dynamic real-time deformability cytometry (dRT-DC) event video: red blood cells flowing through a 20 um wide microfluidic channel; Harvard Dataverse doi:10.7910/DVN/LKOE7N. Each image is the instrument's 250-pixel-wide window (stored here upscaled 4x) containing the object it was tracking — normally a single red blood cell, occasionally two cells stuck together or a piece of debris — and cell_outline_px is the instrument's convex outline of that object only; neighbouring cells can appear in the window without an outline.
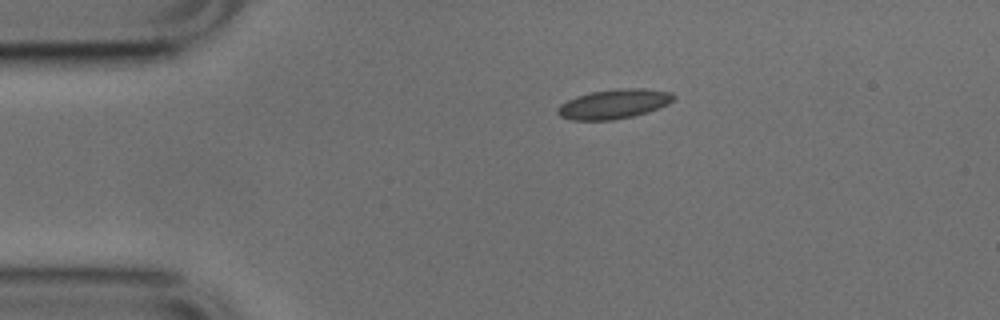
{"species": "common noctule bat (a hibernating species)", "species_latin": "Nyctalus noctula", "temperature_condition": "cold", "stored_images_in_passage": 43, "camera_frame_rate_fps": 3000, "um_per_image_px": 0.085, "animal": {"sex": "male", "body_mass_g": 17.9, "forearm_length_mm": 54.2}, "frame": {"image": 1, "passage_image": 1, "time_ms": 0.0, "image_size_px": [1000, 320], "cell_outline_px": [[676, 96], [668, 104], [632, 116], [612, 120], [572, 120], [560, 116], [556, 112], [556, 108], [560, 104], [576, 96], [592, 92], [616, 88], [644, 88], [672, 92]], "centroid_in_image_um": [52.15, 8.83], "position_along_channel_um": 32.9, "area_um2": 19.83}}
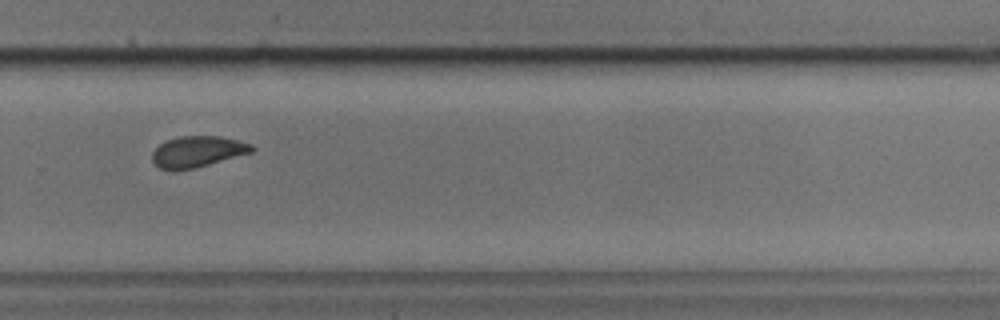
{"frame": {"image": 2, "passage_image": 26, "time_ms": 8.333, "image_size_px": [1000, 320], "cell_outline_px": [[256, 148], [252, 152], [196, 168], [172, 172], [160, 168], [152, 160], [152, 152], [160, 144], [168, 140], [180, 136], [220, 136], [252, 144]], "centroid_in_image_um": [16.78, 12.91], "position_along_channel_um": 313.0, "area_um2": 18.15}}
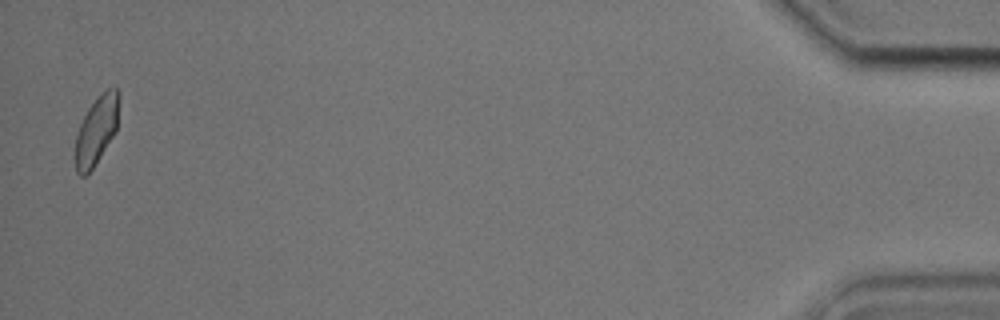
{"frame": {"image": 3, "passage_image": 42, "time_ms": 13.667, "image_size_px": [1000, 320], "cell_outline_px": [[120, 96], [116, 132], [92, 168], [84, 176], [80, 176], [76, 172], [72, 156], [76, 136], [80, 124], [88, 108], [108, 88], [116, 88], [120, 92]], "centroid_in_image_um": [8.17, 11.12], "position_along_channel_um": 427.0, "area_um2": 17.57}, "authors_computed_cell_mechanics": {"area_um2": 18.496, "velocity_mm_per_s": 3.824, "shape_relaxation_time_tau1_ms": 3.0696, "shape_relaxation_time_tau2_ms": 1.6754, "deformation_change_tau1": 0.0762, "deformation_change_tau2": 0.0362}}